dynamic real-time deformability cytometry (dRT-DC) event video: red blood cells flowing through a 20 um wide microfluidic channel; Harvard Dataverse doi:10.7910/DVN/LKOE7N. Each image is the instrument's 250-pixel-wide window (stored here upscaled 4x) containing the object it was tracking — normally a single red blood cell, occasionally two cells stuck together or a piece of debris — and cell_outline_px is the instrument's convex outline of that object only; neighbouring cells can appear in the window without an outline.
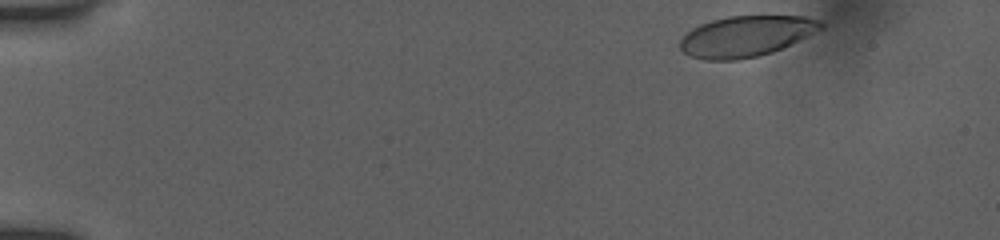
{"species": "human", "species_latin": "Homo sapiens", "temperature_condition": "room temperature", "stored_images_in_passage": 35, "camera_frame_rate_fps": 3000, "um_per_image_px": 0.085, "donor": {"sex": "female"}, "frame": {"image": 1, "passage_image": 1, "time_ms": 0.0, "image_size_px": [1000, 240], "cell_outline_px": [[824, 28], [772, 52], [756, 56], [736, 60], [704, 60], [688, 56], [680, 48], [680, 40], [692, 28], [700, 24], [712, 20], [728, 16], [804, 16], [820, 20], [824, 24]], "centroid_in_image_um": [63.4, 3.07], "position_along_channel_um": 21.6, "area_um2": 33.29}}
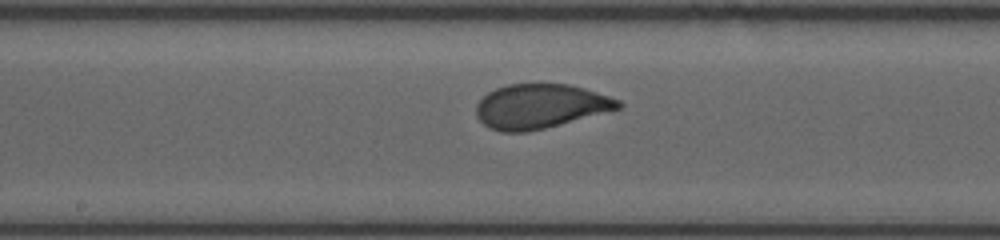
{"frame": {"image": 2, "passage_image": 19, "time_ms": 6.0, "image_size_px": [1000, 240], "cell_outline_px": [[624, 104], [620, 108], [544, 128], [524, 132], [500, 132], [488, 128], [476, 116], [476, 104], [488, 92], [496, 88], [508, 84], [568, 84], [584, 88], [620, 100]], "centroid_in_image_um": [45.88, 9.03], "position_along_channel_um": 202.3, "area_um2": 36.47}}
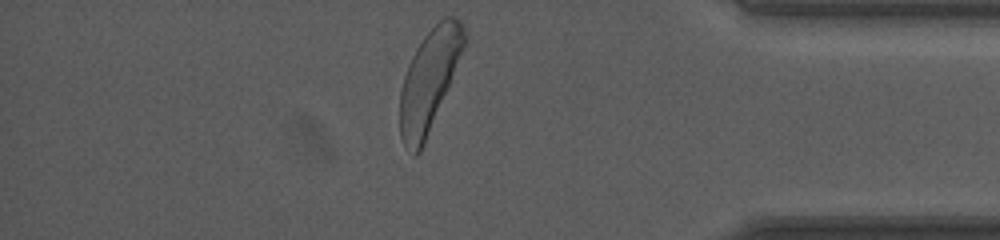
{"frame": {"image": 3, "passage_image": 35, "time_ms": 11.333, "image_size_px": [1000, 240], "cell_outline_px": [[468, 40], [424, 144], [420, 152], [416, 156], [412, 156], [404, 144], [400, 136], [400, 88], [408, 64], [416, 48], [424, 36], [444, 16], [452, 16], [460, 20], [464, 28]], "centroid_in_image_um": [36.48, 6.82], "position_along_channel_um": 398.7, "area_um2": 37.74}, "authors_computed_cell_mechanics": {"area_um2": 36.9342, "velocity_mm_per_s": 3.8893, "shape_relaxation_time_tau1_ms": 2.897, "shape_relaxation_time_tau2_ms": null, "deformation_change_tau1": 0.1383, "deformation_change_tau2": null}}